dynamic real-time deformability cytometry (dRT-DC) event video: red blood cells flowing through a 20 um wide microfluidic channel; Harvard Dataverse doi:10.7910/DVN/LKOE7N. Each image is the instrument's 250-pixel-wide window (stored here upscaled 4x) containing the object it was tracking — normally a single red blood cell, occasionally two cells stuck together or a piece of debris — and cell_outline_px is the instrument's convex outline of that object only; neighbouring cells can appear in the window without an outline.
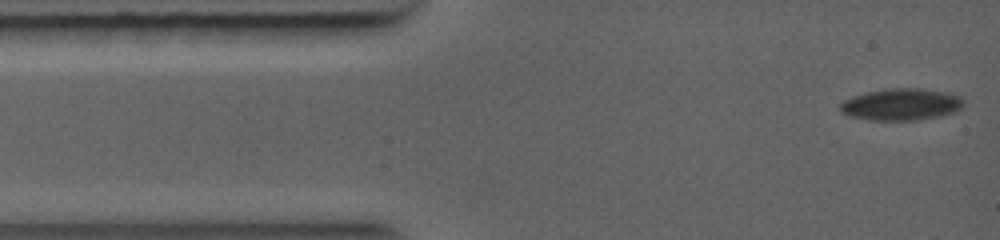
{"species": "common noctule bat (a hibernating species)", "species_latin": "Nyctalus noctula", "temperature_condition": "warm", "stored_images_in_passage": 7, "camera_frame_rate_fps": 5000, "um_per_image_px": 0.085, "animal": {"sex": "female", "body_mass_g": 19.0, "forearm_length_mm": 56.7}, "frame": {"image": 1, "passage_image": 1, "time_ms": 0.0, "image_size_px": [1000, 240], "cell_outline_px": [[964, 104], [960, 108], [952, 112], [940, 116], [916, 120], [868, 120], [848, 116], [840, 112], [840, 104], [844, 100], [852, 96], [884, 88], [920, 88], [944, 92], [960, 96], [964, 100]], "centroid_in_image_um": [76.57, 8.87], "position_along_channel_um": 8.4, "area_um2": 22.95}}